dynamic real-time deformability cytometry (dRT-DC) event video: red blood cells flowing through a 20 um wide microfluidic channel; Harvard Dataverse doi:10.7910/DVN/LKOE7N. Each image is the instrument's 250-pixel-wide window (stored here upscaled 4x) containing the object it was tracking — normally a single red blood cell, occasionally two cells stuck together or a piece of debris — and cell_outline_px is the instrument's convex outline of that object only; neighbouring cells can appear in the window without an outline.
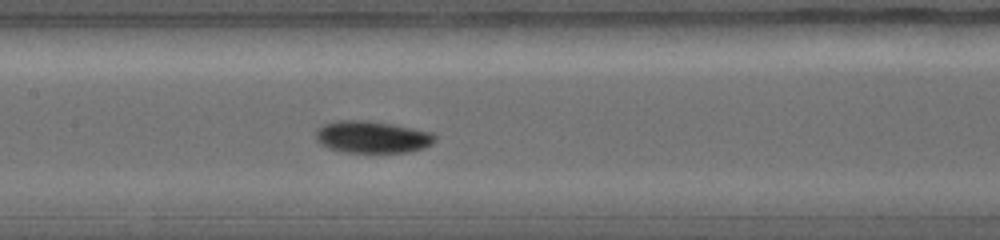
{"species": "common noctule bat (a hibernating species)", "species_latin": "Nyctalus noctula", "temperature_condition": "warm", "stored_images_in_passage": 5, "camera_frame_rate_fps": 5000, "um_per_image_px": 0.085, "animal": {"sex": "female", "body_mass_g": 19.0, "forearm_length_mm": 56.7}, "frame": {"image": 1, "passage_image": 5, "time_ms": 2.4, "image_size_px": [1000, 240], "cell_outline_px": [[436, 140], [432, 144], [424, 148], [408, 152], [344, 152], [320, 144], [316, 140], [316, 132], [324, 124], [336, 120], [364, 120], [392, 124], [432, 132], [436, 136]], "centroid_in_image_um": [31.66, 11.64], "position_along_channel_um": 175.7, "area_um2": 22.14}}